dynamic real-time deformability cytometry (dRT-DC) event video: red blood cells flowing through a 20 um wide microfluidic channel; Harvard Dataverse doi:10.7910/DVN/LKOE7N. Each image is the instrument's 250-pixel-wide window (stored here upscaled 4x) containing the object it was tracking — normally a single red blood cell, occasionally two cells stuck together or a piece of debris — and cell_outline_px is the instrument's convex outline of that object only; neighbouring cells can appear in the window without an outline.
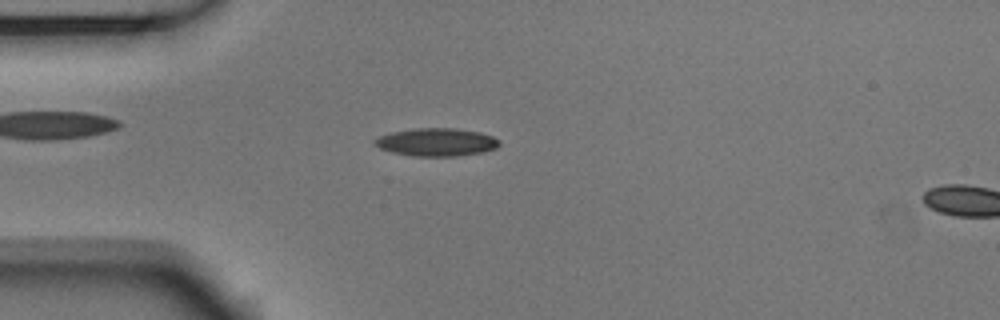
{"species": "Egyptian fruit bat (a non-hibernating species)", "species_latin": "Rousettus aegyptiacus", "temperature_condition": "room temperature", "stored_images_in_passage": 16, "camera_frame_rate_fps": 3000, "um_per_image_px": 0.085, "animal": {"sex": "male"}, "frame": {"image": 1, "passage_image": 14, "time_ms": 4.333, "image_size_px": [1000, 320], "cell_outline_px": [[496, 144], [492, 148], [472, 152], [400, 152], [384, 148], [376, 140], [384, 136], [400, 132], [472, 132], [488, 136], [496, 140]], "centroid_in_image_um": [37.13, 12.07], "position_along_channel_um": 47.9, "area_um2": 15.03}}